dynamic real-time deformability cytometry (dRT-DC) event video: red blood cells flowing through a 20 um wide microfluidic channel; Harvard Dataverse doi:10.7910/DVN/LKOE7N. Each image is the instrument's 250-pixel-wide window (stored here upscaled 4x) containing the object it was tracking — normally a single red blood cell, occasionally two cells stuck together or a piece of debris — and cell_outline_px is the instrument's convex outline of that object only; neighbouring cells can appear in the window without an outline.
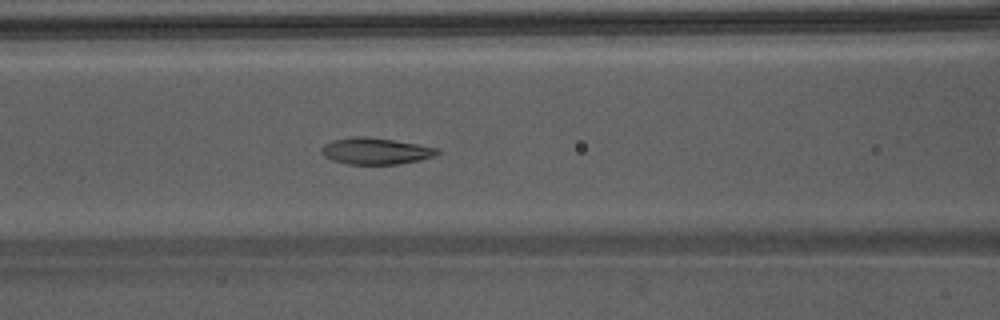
{"species": "Egyptian fruit bat (a non-hibernating species)", "species_latin": "Rousettus aegyptiacus", "temperature_condition": "warm", "stored_images_in_passage": 37, "camera_frame_rate_fps": 3000, "um_per_image_px": 0.085, "animal": {"sex": "male"}, "frame": {"image": 1, "passage_image": 10, "time_ms": 3.0, "image_size_px": [1000, 320], "cell_outline_px": [[440, 152], [436, 156], [420, 160], [396, 164], [348, 164], [332, 160], [324, 156], [320, 152], [320, 148], [324, 144], [332, 140], [352, 136], [364, 136], [392, 140], [416, 144], [436, 148]], "centroid_in_image_um": [31.88, 12.84], "position_along_channel_um": 134.7, "area_um2": 17.86}}
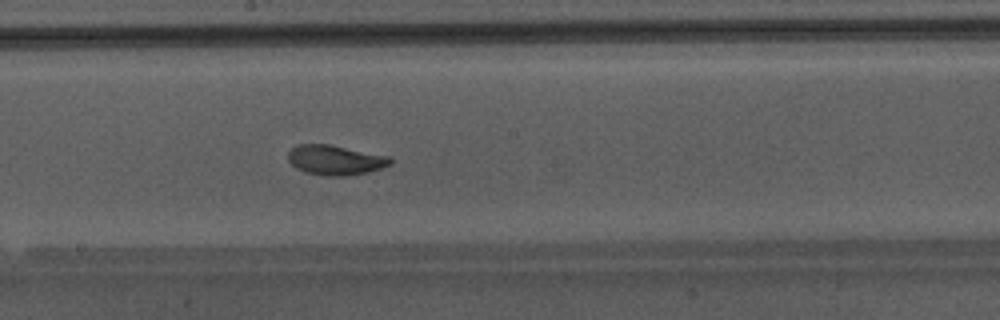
{"frame": {"image": 2, "passage_image": 16, "time_ms": 5.0, "image_size_px": [1000, 320], "cell_outline_px": [[392, 164], [368, 172], [344, 176], [328, 176], [304, 172], [296, 168], [288, 160], [288, 152], [296, 144], [328, 144], [388, 156], [392, 160]], "centroid_in_image_um": [28.47, 13.6], "position_along_channel_um": 219.7, "area_um2": 17.69}}
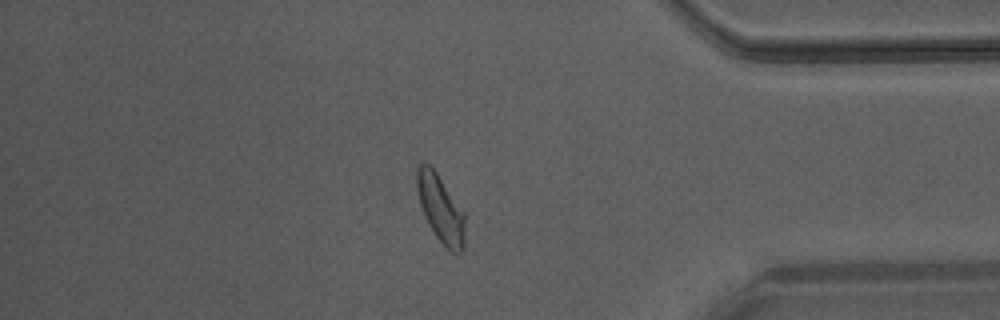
{"frame": {"image": 3, "passage_image": 30, "time_ms": 9.667, "image_size_px": [1000, 320], "cell_outline_px": [[464, 244], [460, 252], [456, 256], [436, 236], [428, 224], [420, 204], [416, 188], [416, 168], [424, 160], [436, 172], [464, 212]], "centroid_in_image_um": [37.43, 17.71], "position_along_channel_um": 397.8, "area_um2": 18.67}, "authors_computed_cell_mechanics": {"area_um2": 18.3226, "velocity_mm_per_s": 4.2646, "shape_relaxation_time_tau1_ms": 3.2326, "shape_relaxation_time_tau2_ms": 1.0103, "deformation_change_tau1": 0.1481, "deformation_change_tau2": 0.0621}}